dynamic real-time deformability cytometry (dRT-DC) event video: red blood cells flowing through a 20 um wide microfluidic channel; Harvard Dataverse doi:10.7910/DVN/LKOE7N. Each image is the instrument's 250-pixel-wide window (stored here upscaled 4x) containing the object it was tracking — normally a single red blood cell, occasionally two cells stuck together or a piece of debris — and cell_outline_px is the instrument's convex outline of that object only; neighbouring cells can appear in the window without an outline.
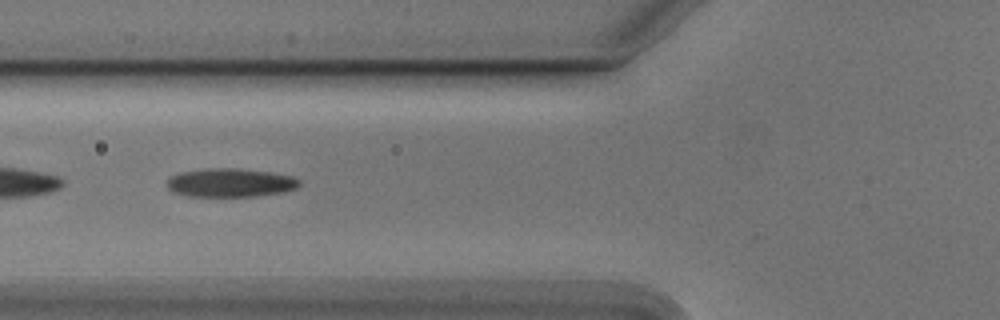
{"species": "Egyptian fruit bat (a non-hibernating species)", "species_latin": "Rousettus aegyptiacus", "temperature_condition": "cold", "stored_images_in_passage": 39, "camera_frame_rate_fps": 3000, "um_per_image_px": 0.085, "animal": {"sex": "male"}, "frame": {"image": 1, "passage_image": 5, "time_ms": 1.333, "image_size_px": [1000, 320], "cell_outline_px": [[300, 184], [296, 188], [284, 192], [256, 196], [188, 196], [172, 192], [168, 188], [168, 180], [172, 176], [180, 172], [208, 168], [236, 168], [268, 172], [292, 176], [300, 180]], "centroid_in_image_um": [19.58, 15.53], "position_along_channel_um": 106.2, "area_um2": 21.96}}
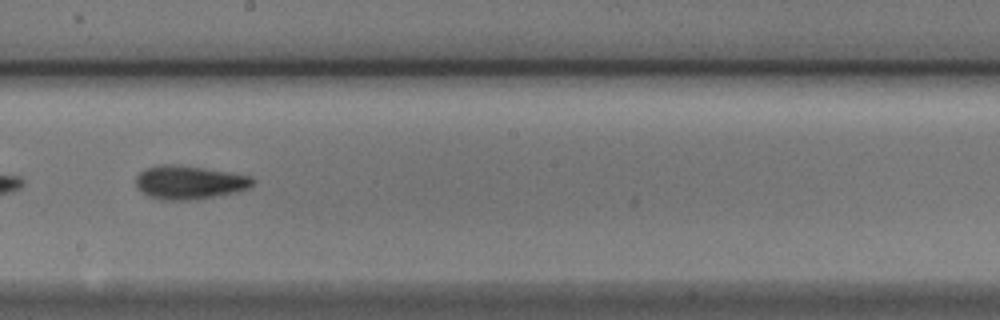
{"frame": {"image": 2, "passage_image": 15, "time_ms": 4.667, "image_size_px": [1000, 320], "cell_outline_px": [[256, 180], [248, 188], [236, 192], [196, 200], [160, 200], [148, 196], [136, 188], [136, 176], [144, 168], [164, 164], [172, 164], [228, 172], [252, 176]], "centroid_in_image_um": [16.06, 15.52], "position_along_channel_um": 232.1, "area_um2": 22.89}}
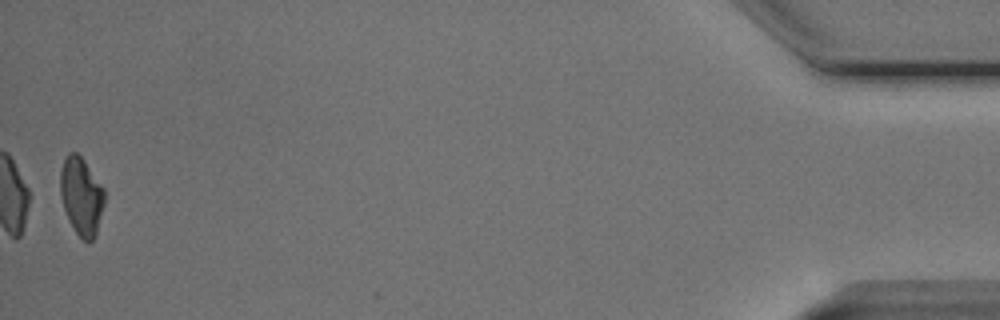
{"frame": {"image": 3, "passage_image": 38, "time_ms": 12.333, "image_size_px": [1000, 320], "cell_outline_px": [[104, 204], [96, 236], [92, 240], [84, 240], [76, 232], [68, 220], [60, 196], [60, 172], [64, 160], [68, 152], [76, 152], [84, 160], [104, 188]], "centroid_in_image_um": [6.91, 16.66], "position_along_channel_um": 428.3, "area_um2": 19.94}, "authors_computed_cell_mechanics": {"area_um2": 21.2704, "velocity_mm_per_s": 3.7759, "shape_relaxation_time_tau1_ms": 3.7592, "shape_relaxation_time_tau2_ms": 3.6152, "deformation_change_tau1": 0.1317, "deformation_change_tau2": 0.1165}}